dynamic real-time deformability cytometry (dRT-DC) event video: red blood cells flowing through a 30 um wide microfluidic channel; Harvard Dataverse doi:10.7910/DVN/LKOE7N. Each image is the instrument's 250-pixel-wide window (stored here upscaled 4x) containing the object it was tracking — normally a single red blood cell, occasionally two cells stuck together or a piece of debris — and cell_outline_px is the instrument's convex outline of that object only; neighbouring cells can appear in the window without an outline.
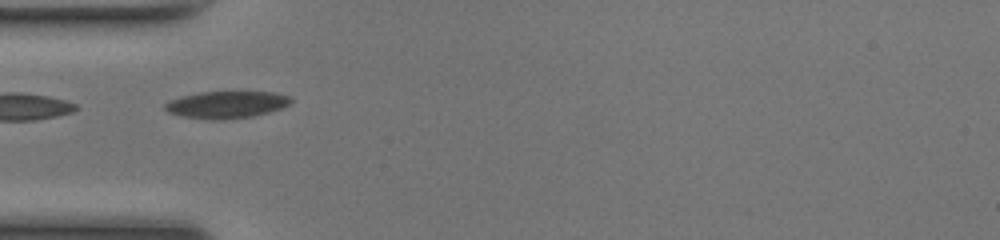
{"species": "common noctule bat (a hibernating species)", "species_latin": "Nyctalus noctula", "temperature_condition": "room temperature", "stored_images_in_passage": 28, "camera_frame_rate_fps": 3000, "um_per_image_px": 0.085, "animal": {"sex": "female", "body_mass_g": 17.0, "forearm_length_mm": 48.0}, "frame": {"image": 1, "passage_image": 1, "time_ms": 0.0, "image_size_px": [1000, 240], "cell_outline_px": [[292, 104], [284, 108], [252, 116], [224, 120], [212, 120], [184, 116], [168, 112], [164, 108], [164, 104], [168, 100], [200, 92], [272, 92], [292, 96]], "centroid_in_image_um": [19.3, 8.89], "position_along_channel_um": 65.7, "area_um2": 19.94}}
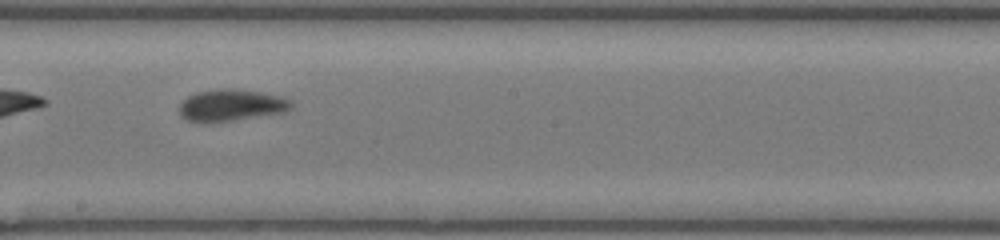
{"frame": {"image": 2, "passage_image": 13, "time_ms": 4.0, "image_size_px": [1000, 240], "cell_outline_px": [[292, 108], [284, 112], [228, 120], [188, 120], [180, 116], [180, 104], [188, 96], [196, 92], [216, 88], [232, 88], [260, 92], [280, 96], [292, 100]], "centroid_in_image_um": [19.68, 8.89], "position_along_channel_um": 228.5, "area_um2": 20.11}}
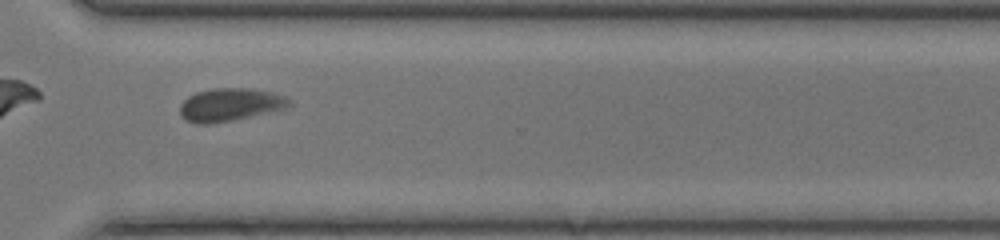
{"frame": {"image": 3, "passage_image": 22, "time_ms": 7.0, "image_size_px": [1000, 240], "cell_outline_px": [[292, 104], [288, 108], [232, 120], [208, 124], [196, 124], [180, 116], [180, 104], [188, 96], [196, 92], [212, 88], [248, 88], [272, 92], [284, 96], [292, 100]], "centroid_in_image_um": [19.56, 8.89], "position_along_channel_um": 351.0, "area_um2": 21.04}, "authors_computed_cell_mechanics": {"area_um2": 19.941, "velocity_mm_per_s": 4.0822, "shape_relaxation_time_tau1_ms": 5.3187, "shape_relaxation_time_tau2_ms": 1.5699, "deformation_change_tau1": 0.1431, "deformation_change_tau2": 0.0736}}